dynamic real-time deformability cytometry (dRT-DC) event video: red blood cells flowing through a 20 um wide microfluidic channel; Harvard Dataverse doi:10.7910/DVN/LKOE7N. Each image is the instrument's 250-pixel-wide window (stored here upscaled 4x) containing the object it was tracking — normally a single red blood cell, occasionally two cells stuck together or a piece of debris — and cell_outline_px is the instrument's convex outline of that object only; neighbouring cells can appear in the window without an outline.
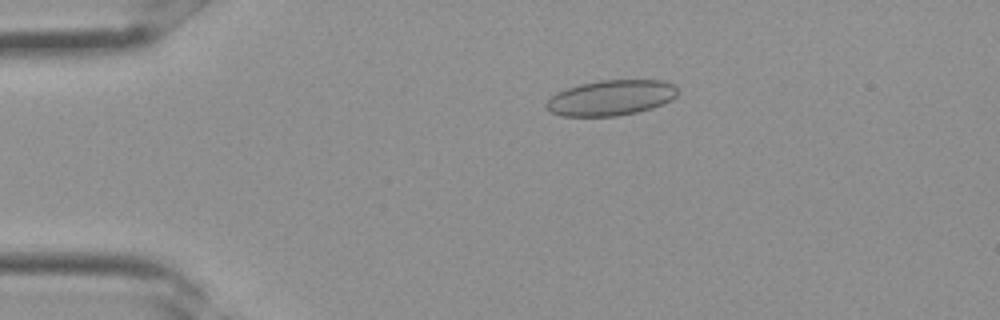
{"species": "Egyptian fruit bat (a non-hibernating species)", "species_latin": "Rousettus aegyptiacus", "temperature_condition": "room temperature", "stored_images_in_passage": 33, "camera_frame_rate_fps": 3000, "um_per_image_px": 0.085, "frame": {"image": 1, "passage_image": 7, "time_ms": 2.0, "image_size_px": [1000, 320], "cell_outline_px": [[676, 96], [672, 100], [652, 108], [636, 112], [616, 116], [560, 116], [552, 112], [544, 104], [556, 92], [580, 84], [600, 80], [664, 80], [672, 84], [676, 88]], "centroid_in_image_um": [51.93, 8.31], "position_along_channel_um": 33.1, "area_um2": 26.99}}
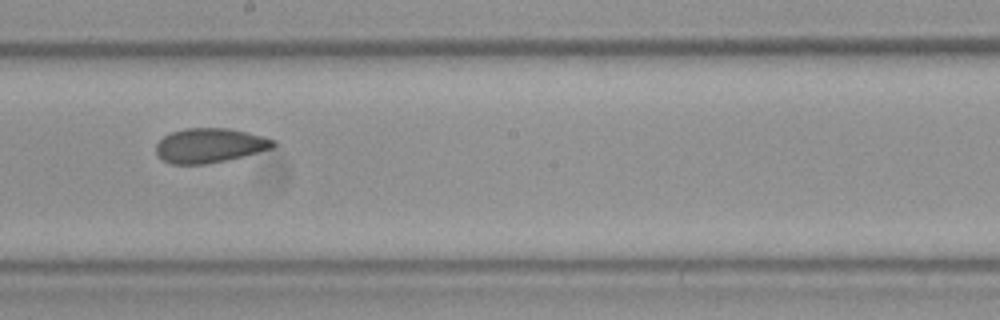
{"frame": {"image": 2, "passage_image": 19, "time_ms": 6.0, "image_size_px": [1000, 320], "cell_outline_px": [[276, 144], [272, 148], [224, 160], [204, 164], [172, 164], [156, 156], [156, 144], [164, 136], [172, 132], [184, 128], [228, 128], [248, 132], [264, 136], [276, 140]], "centroid_in_image_um": [17.8, 12.35], "position_along_channel_um": 230.4, "area_um2": 23.41}}
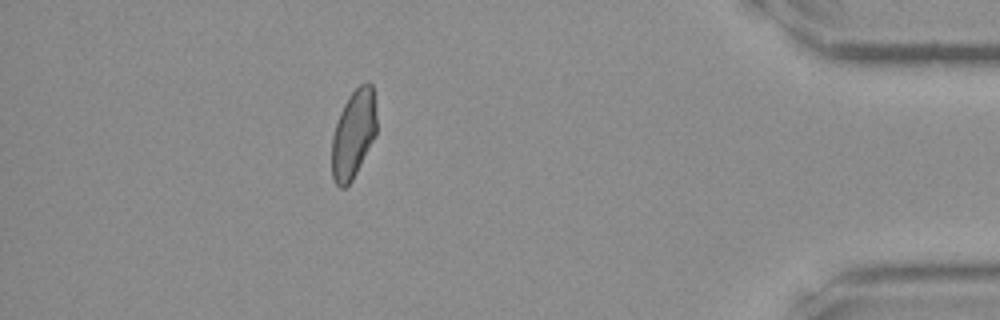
{"frame": {"image": 3, "passage_image": 30, "time_ms": 9.667, "image_size_px": [1000, 320], "cell_outline_px": [[376, 136], [352, 180], [344, 188], [340, 188], [336, 184], [332, 176], [332, 136], [340, 112], [348, 96], [360, 84], [368, 80], [372, 84], [376, 112]], "centroid_in_image_um": [30.05, 11.37], "position_along_channel_um": 405.2, "area_um2": 23.12}}